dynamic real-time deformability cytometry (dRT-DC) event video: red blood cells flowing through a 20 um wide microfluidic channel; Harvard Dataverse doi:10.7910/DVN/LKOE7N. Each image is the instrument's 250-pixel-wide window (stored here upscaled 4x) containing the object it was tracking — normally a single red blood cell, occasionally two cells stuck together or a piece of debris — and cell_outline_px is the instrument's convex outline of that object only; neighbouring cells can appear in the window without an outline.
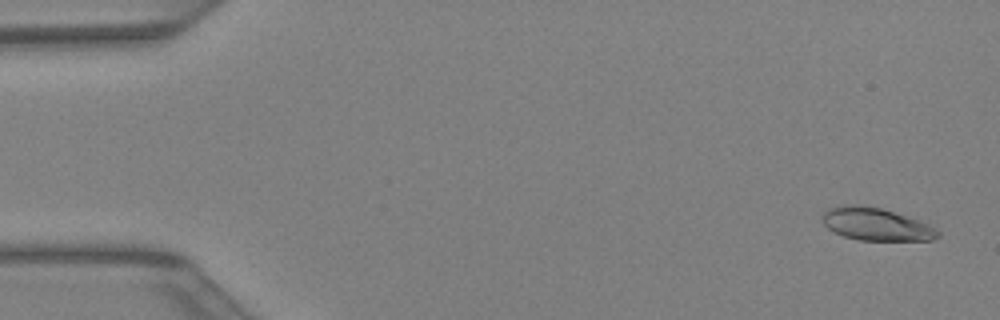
{"species": "Egyptian fruit bat (a non-hibernating species)", "species_latin": "Rousettus aegyptiacus", "temperature_condition": "warm", "stored_images_in_passage": 42, "camera_frame_rate_fps": 3000, "um_per_image_px": 0.085, "animal": {"sex": "female"}, "frame": {"image": 1, "passage_image": 2, "time_ms": 0.333, "image_size_px": [1000, 320], "cell_outline_px": [[940, 236], [932, 240], [860, 240], [844, 236], [828, 228], [820, 220], [820, 216], [828, 208], [848, 204], [856, 204], [880, 208], [928, 224], [940, 232]], "centroid_in_image_um": [74.41, 19.06], "position_along_channel_um": 10.6, "area_um2": 21.68}}
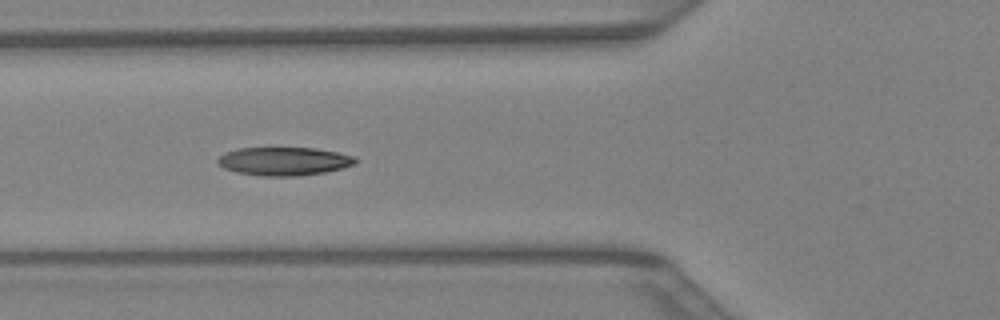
{"frame": {"image": 2, "passage_image": 16, "time_ms": 5.0, "image_size_px": [1000, 320], "cell_outline_px": [[356, 164], [324, 172], [296, 176], [260, 176], [236, 172], [224, 168], [216, 160], [220, 156], [236, 148], [316, 148], [356, 156]], "centroid_in_image_um": [24.14, 13.7], "position_along_channel_um": 101.7, "area_um2": 22.6}}
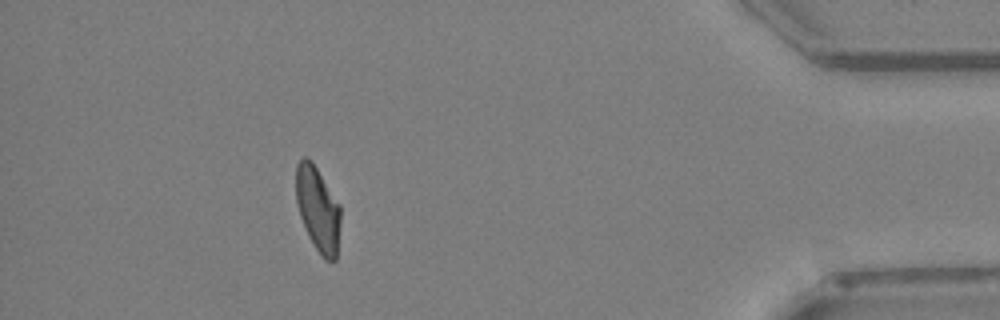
{"frame": {"image": 3, "passage_image": 38, "time_ms": 12.333, "image_size_px": [1000, 320], "cell_outline_px": [[340, 220], [336, 260], [324, 260], [316, 248], [300, 216], [296, 200], [296, 164], [304, 156], [316, 168], [340, 204]], "centroid_in_image_um": [27.02, 17.77], "position_along_channel_um": 408.2, "area_um2": 21.44}}